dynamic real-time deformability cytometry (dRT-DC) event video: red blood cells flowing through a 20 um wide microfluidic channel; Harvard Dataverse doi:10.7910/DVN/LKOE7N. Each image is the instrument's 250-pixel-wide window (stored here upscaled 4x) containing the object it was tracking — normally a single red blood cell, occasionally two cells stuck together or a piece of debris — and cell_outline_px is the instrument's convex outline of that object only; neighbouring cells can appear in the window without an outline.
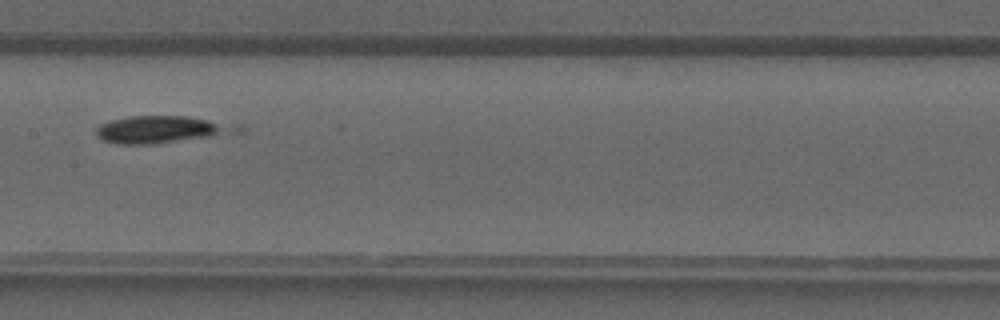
{"species": "common noctule bat (a hibernating species)", "species_latin": "Nyctalus noctula", "temperature_condition": "warm", "stored_images_in_passage": 14, "camera_frame_rate_fps": 3000, "um_per_image_px": 0.085, "animal": {"sex": "male", "forearm_length_mm": 52.5}, "frame": {"image": 1, "passage_image": 12, "time_ms": 3.667, "image_size_px": [1000, 320], "cell_outline_px": [[244, 132], [156, 144], [120, 144], [104, 140], [96, 136], [96, 128], [100, 124], [112, 120], [128, 116], [188, 116], [244, 124]], "centroid_in_image_um": [13.88, 10.99], "position_along_channel_um": 193.5, "area_um2": 22.89}}